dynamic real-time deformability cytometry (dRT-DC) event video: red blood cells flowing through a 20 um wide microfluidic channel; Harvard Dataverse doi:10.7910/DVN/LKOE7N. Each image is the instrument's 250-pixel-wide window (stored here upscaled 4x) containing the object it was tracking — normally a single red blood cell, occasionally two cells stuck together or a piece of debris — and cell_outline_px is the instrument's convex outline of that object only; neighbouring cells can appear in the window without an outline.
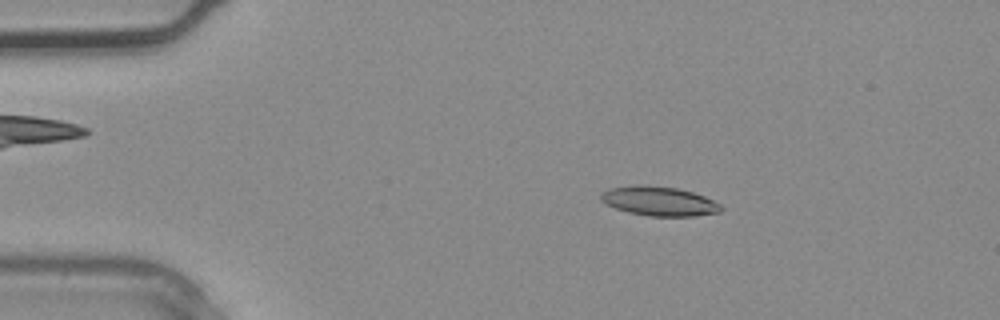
{"species": "common noctule bat (a hibernating species)", "species_latin": "Nyctalus noctula", "temperature_condition": "warm", "stored_images_in_passage": 4, "camera_frame_rate_fps": 3000, "um_per_image_px": 0.085, "animal": {"sex": "male", "body_mass_g": 20.4}, "frame": {"image": 1, "passage_image": 2, "time_ms": 0.333, "image_size_px": [1000, 320], "cell_outline_px": [[724, 208], [720, 212], [692, 216], [648, 216], [628, 212], [616, 208], [600, 200], [600, 192], [608, 188], [636, 184], [644, 184], [676, 188], [692, 192], [704, 196], [720, 204]], "centroid_in_image_um": [55.99, 17.08], "position_along_channel_um": 29.0, "area_um2": 20.63}}